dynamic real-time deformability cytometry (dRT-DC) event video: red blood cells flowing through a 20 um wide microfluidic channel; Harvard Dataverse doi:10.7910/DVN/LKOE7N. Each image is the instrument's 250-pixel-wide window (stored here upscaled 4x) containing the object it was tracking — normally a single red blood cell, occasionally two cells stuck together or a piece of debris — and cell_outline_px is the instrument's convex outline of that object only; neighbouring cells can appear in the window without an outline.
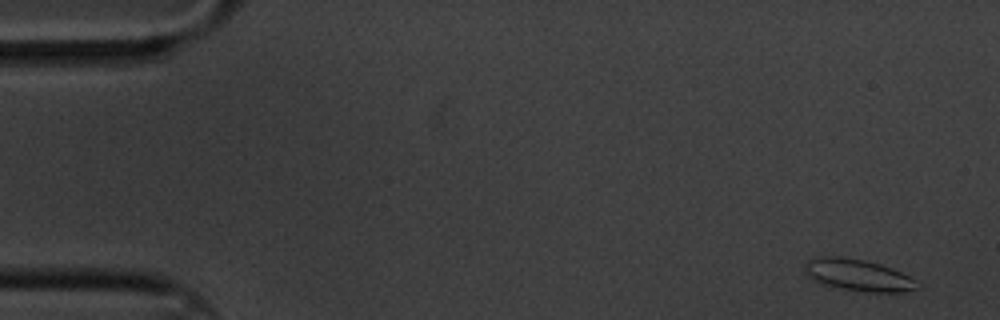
{"species": "common noctule bat (a hibernating species)", "species_latin": "Nyctalus noctula", "temperature_condition": "cold", "stored_images_in_passage": 6, "camera_frame_rate_fps": 3000, "um_per_image_px": 0.085, "animal": {"sex": "male", "body_mass_g": 20.1, "forearm_length_mm": 53.5}, "frame": {"image": 1, "passage_image": 1, "time_ms": 0.0, "image_size_px": [1000, 320], "cell_outline_px": [[920, 288], [904, 292], [872, 292], [840, 288], [824, 284], [812, 280], [804, 272], [804, 264], [808, 260], [816, 256], [840, 256], [864, 260], [880, 264], [892, 268], [916, 280], [920, 284]], "centroid_in_image_um": [72.92, 23.37], "position_along_channel_um": 12.1, "area_um2": 20.92}}
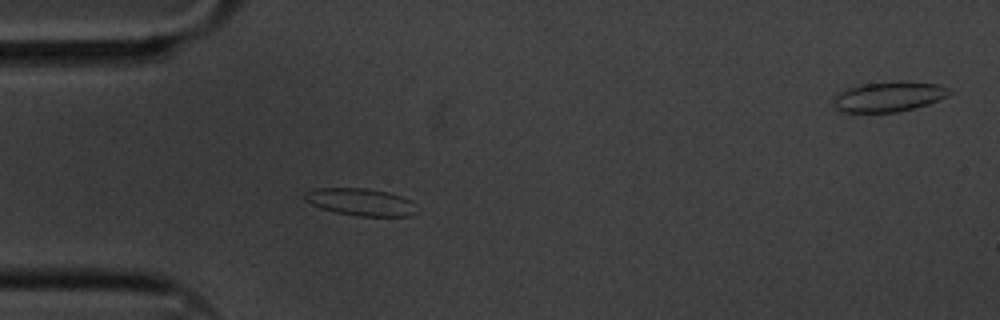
{"frame": {"image": 2, "passage_image": 5, "time_ms": 1.333, "image_size_px": [1000, 320], "cell_outline_px": [[416, 212], [412, 216], [356, 216], [336, 212], [320, 208], [304, 200], [304, 192], [316, 188], [368, 188], [388, 192], [400, 196], [408, 200]], "centroid_in_image_um": [30.59, 17.16], "position_along_channel_um": 54.4, "area_um2": 17.63}}